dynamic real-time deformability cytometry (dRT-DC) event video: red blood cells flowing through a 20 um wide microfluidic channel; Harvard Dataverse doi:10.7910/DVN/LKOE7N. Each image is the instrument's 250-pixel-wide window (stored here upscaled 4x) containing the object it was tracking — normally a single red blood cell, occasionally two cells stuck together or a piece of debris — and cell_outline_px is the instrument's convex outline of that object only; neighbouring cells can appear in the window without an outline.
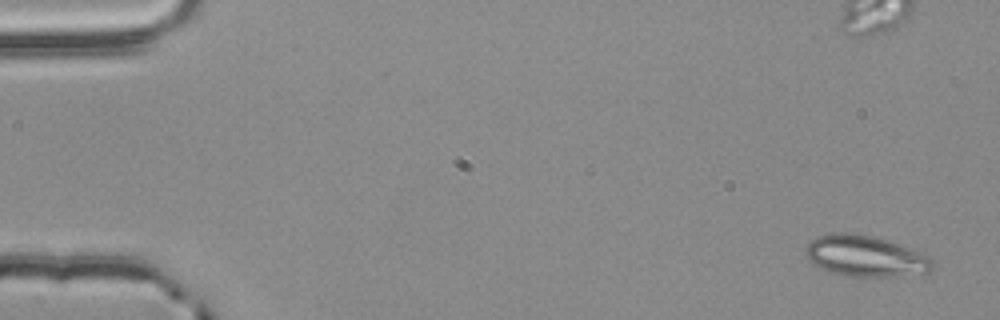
{"species": "common noctule bat (a hibernating species)", "species_latin": "Nyctalus noctula", "temperature_condition": "room temperature", "stored_images_in_passage": 3, "camera_frame_rate_fps": 3000, "um_per_image_px": 0.085, "animal": {"sex": "male", "body_mass_g": 20.4}, "frame": {"image": 1, "passage_image": 1, "time_ms": 0.0, "image_size_px": [1000, 320], "cell_outline_px": [[936, 268], [928, 272], [900, 276], [848, 276], [832, 272], [820, 268], [812, 264], [804, 256], [804, 248], [816, 236], [832, 232], [848, 232], [872, 236], [888, 240], [924, 252], [936, 260]], "centroid_in_image_um": [73.6, 21.76], "position_along_channel_um": 11.4, "area_um2": 31.1}}